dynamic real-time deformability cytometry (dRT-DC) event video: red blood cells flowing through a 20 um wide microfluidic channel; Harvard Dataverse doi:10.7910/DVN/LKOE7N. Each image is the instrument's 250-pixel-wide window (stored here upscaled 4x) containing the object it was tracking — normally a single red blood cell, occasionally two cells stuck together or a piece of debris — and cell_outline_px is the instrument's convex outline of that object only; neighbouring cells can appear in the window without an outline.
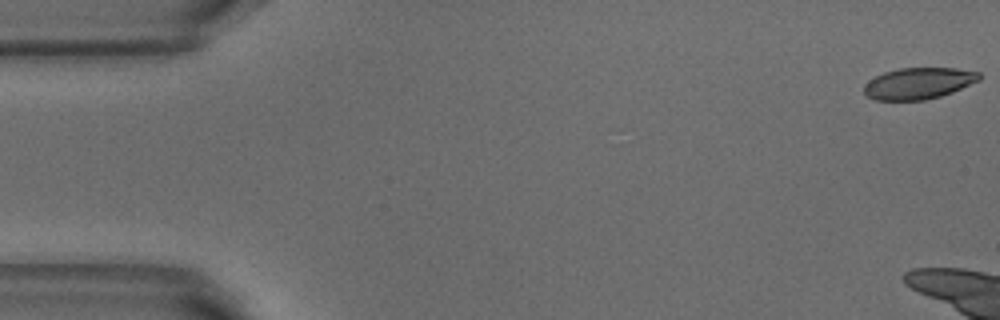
{"species": "common noctule bat (a hibernating species)", "species_latin": "Nyctalus noctula", "temperature_condition": "warm", "stored_images_in_passage": 8, "camera_frame_rate_fps": 3000, "um_per_image_px": 0.085, "animal": {"sex": "male", "body_mass_g": 18.8}, "frame": {"image": 1, "passage_image": 1, "time_ms": 0.0, "image_size_px": [1000, 320], "cell_outline_px": [[980, 80], [952, 92], [940, 96], [924, 100], [876, 100], [868, 96], [864, 92], [864, 84], [868, 80], [884, 72], [900, 68], [956, 68], [980, 72]], "centroid_in_image_um": [78.07, 7.08], "position_along_channel_um": 6.9, "area_um2": 21.04}}